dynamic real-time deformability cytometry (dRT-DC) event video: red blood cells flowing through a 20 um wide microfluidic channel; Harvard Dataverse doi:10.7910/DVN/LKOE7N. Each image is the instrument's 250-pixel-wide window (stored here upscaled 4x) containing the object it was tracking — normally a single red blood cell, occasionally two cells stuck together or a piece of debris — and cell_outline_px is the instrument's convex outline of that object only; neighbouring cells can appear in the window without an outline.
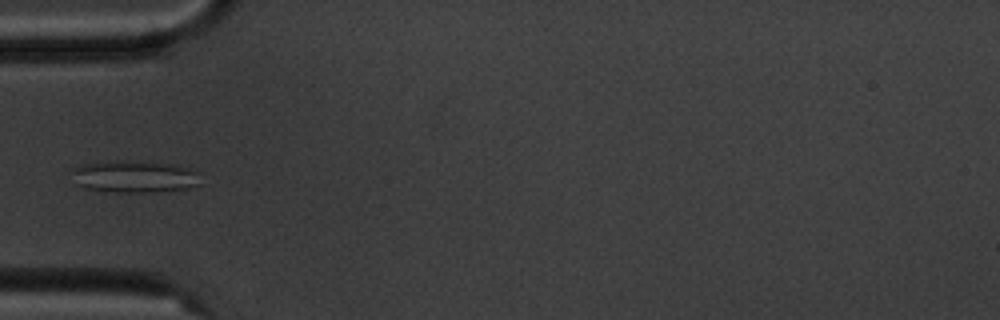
{"species": "common noctule bat (a hibernating species)", "species_latin": "Nyctalus noctula", "temperature_condition": "cold", "stored_images_in_passage": 5, "camera_frame_rate_fps": 3000, "um_per_image_px": 0.085, "animal": {"sex": "male", "body_mass_g": 20.1, "forearm_length_mm": 53.5}, "frame": {"image": 1, "passage_image": 5, "time_ms": 4.667, "image_size_px": [1000, 320], "cell_outline_px": [[200, 184], [188, 188], [156, 192], [116, 192], [84, 188], [72, 184], [72, 168], [84, 164], [112, 160], [120, 160], [176, 164], [196, 172]], "centroid_in_image_um": [11.34, 15.01], "position_along_channel_um": 73.7, "area_um2": 24.22}}